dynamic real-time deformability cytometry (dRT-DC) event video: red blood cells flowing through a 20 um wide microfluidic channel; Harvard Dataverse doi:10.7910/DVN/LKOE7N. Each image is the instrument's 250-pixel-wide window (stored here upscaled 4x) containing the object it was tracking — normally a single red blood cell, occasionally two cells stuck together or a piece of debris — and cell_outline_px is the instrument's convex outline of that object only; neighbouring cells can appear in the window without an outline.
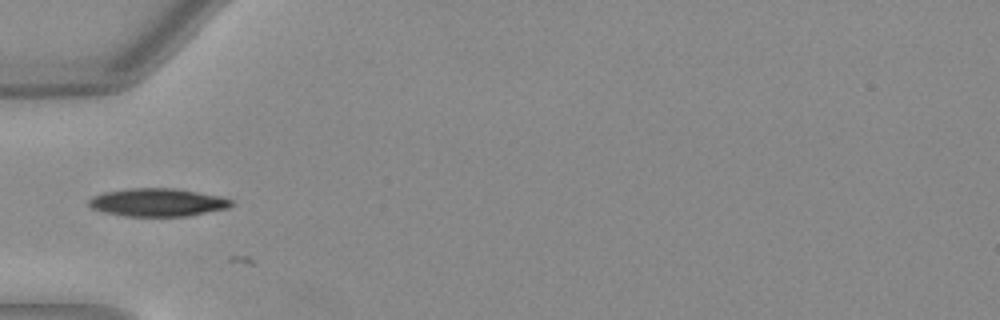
{"species": "Egyptian fruit bat (a non-hibernating species)", "species_latin": "Rousettus aegyptiacus", "temperature_condition": "warm", "stored_images_in_passage": 4, "camera_frame_rate_fps": 3000, "um_per_image_px": 0.085, "animal": {"sex": "female"}, "frame": {"image": 1, "passage_image": 2, "time_ms": 0.333, "image_size_px": [1000, 320], "cell_outline_px": [[236, 204], [228, 208], [188, 216], [124, 216], [104, 212], [92, 208], [88, 204], [88, 200], [92, 196], [104, 192], [128, 188], [176, 188], [220, 196], [232, 200]], "centroid_in_image_um": [13.41, 17.2], "position_along_channel_um": 71.6, "area_um2": 23.41}}